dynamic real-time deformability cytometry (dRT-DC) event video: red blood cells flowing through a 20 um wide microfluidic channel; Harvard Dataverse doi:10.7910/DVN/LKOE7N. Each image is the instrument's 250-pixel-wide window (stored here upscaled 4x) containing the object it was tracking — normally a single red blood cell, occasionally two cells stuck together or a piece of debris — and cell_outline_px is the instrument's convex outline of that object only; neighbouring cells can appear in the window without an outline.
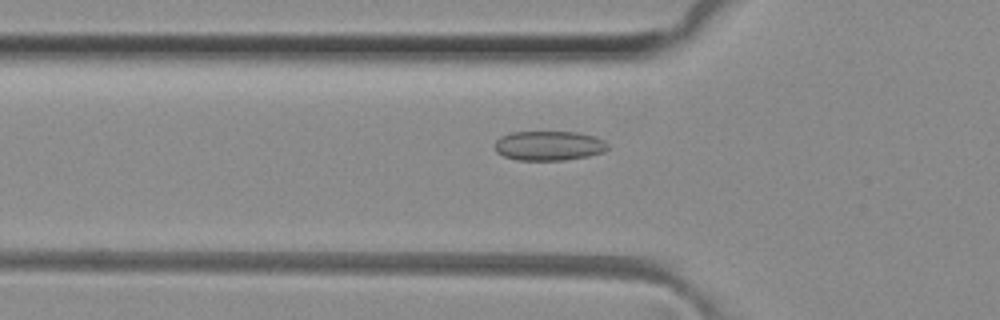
{"species": "common noctule bat (a hibernating species)", "species_latin": "Nyctalus noctula", "temperature_condition": "room temperature", "stored_images_in_passage": 38, "camera_frame_rate_fps": 3000, "um_per_image_px": 0.085, "animal": {"sex": "female", "body_mass_g": 29.2, "forearm_length_mm": 56.3}, "frame": {"image": 1, "passage_image": 6, "time_ms": 1.667, "image_size_px": [1000, 320], "cell_outline_px": [[608, 148], [604, 152], [588, 156], [564, 160], [516, 160], [504, 156], [496, 152], [496, 140], [500, 136], [512, 132], [576, 132], [596, 136], [604, 140], [608, 144]], "centroid_in_image_um": [46.68, 12.38], "position_along_channel_um": 79.1, "area_um2": 19.54}}
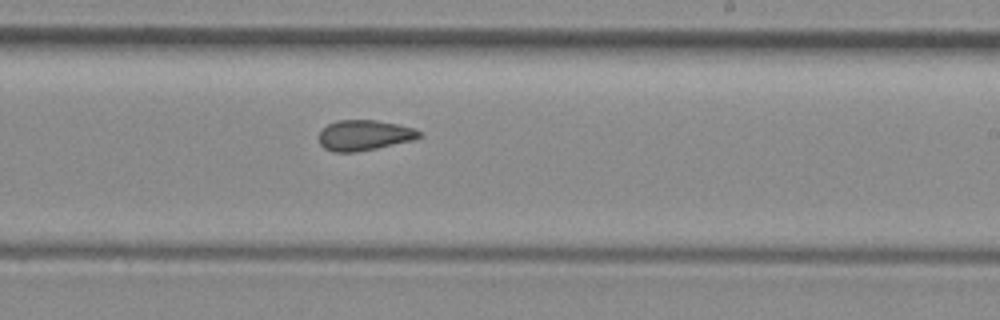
{"frame": {"image": 2, "passage_image": 19, "time_ms": 6.0, "image_size_px": [1000, 320], "cell_outline_px": [[420, 136], [416, 140], [356, 152], [332, 152], [324, 148], [320, 144], [316, 136], [328, 124], [336, 120], [376, 120], [416, 128], [420, 132]], "centroid_in_image_um": [30.94, 11.5], "position_along_channel_um": 258.1, "area_um2": 17.98}}
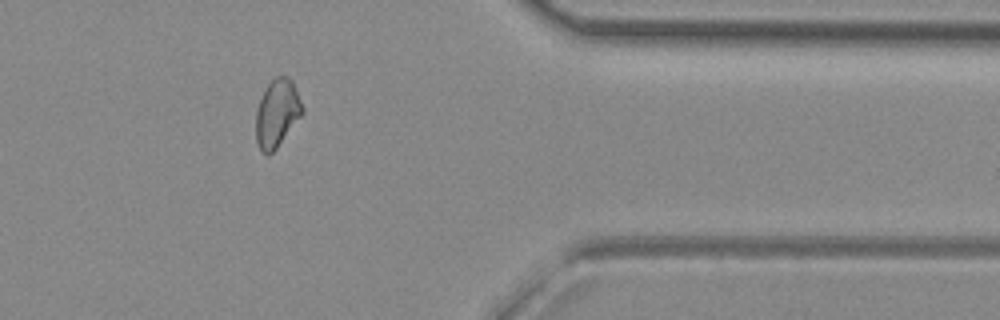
{"frame": {"image": 3, "passage_image": 30, "time_ms": 9.667, "image_size_px": [1000, 320], "cell_outline_px": [[304, 112], [276, 148], [268, 156], [260, 152], [256, 140], [256, 112], [260, 100], [268, 84], [276, 76], [288, 76], [292, 80], [304, 108]], "centroid_in_image_um": [23.55, 9.64], "position_along_channel_um": 387.9, "area_um2": 18.21}, "authors_computed_cell_mechanics": {"area_um2": 18.3226, "velocity_mm_per_s": 4.1243, "shape_relaxation_time_tau1_ms": null, "shape_relaxation_time_tau2_ms": 3.1287, "deformation_change_tau1": null, "deformation_change_tau2": 0.0802}}